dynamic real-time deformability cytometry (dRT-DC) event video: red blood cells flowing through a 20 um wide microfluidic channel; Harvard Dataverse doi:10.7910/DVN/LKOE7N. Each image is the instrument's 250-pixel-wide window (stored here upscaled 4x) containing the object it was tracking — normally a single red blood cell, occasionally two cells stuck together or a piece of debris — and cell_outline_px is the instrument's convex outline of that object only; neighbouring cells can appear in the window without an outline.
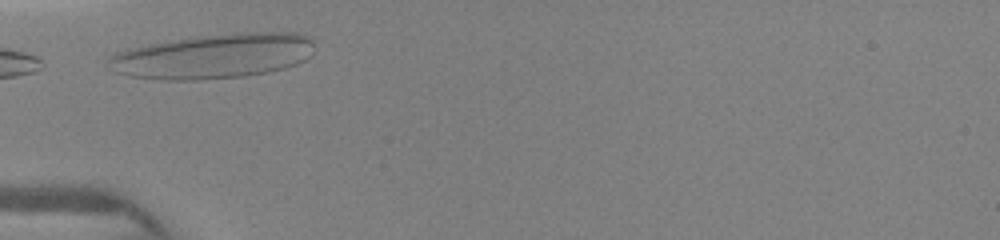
{"species": "human", "species_latin": "Homo sapiens", "temperature_condition": "warm", "stored_images_in_passage": 4, "camera_frame_rate_fps": 3000, "um_per_image_px": 0.085, "donor": {"sex": "female"}, "frame": {"image": 1, "passage_image": 2, "time_ms": 0.667, "image_size_px": [1000, 240], "cell_outline_px": [[312, 56], [296, 64], [284, 68], [268, 72], [244, 76], [196, 80], [164, 80], [132, 76], [116, 72], [108, 60], [116, 52], [128, 48], [172, 40], [200, 36], [236, 32], [300, 32], [308, 36], [312, 40]], "centroid_in_image_um": [18.22, 4.76], "position_along_channel_um": 66.8, "area_um2": 53.58}}